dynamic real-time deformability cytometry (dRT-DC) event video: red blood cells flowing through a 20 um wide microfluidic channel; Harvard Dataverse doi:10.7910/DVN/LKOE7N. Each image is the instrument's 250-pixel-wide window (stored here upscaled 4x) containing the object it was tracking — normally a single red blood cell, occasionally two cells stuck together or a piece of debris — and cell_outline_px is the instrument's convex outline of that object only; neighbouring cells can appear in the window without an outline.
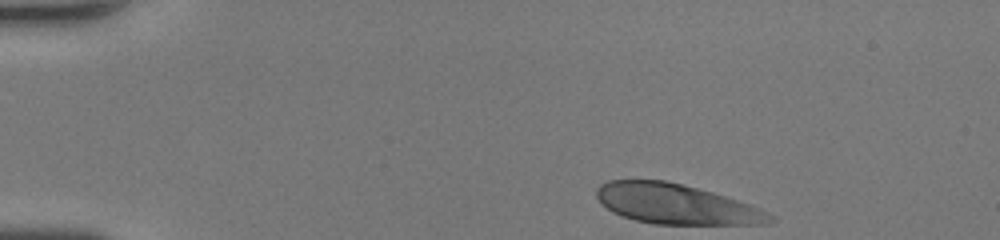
{"species": "human", "species_latin": "Homo sapiens", "temperature_condition": "room temperature", "stored_images_in_passage": 34, "camera_frame_rate_fps": 3000, "um_per_image_px": 0.085, "donor": {"sex": "female"}, "frame": {"image": 1, "passage_image": 1, "time_ms": 0.0, "image_size_px": [1000, 240], "cell_outline_px": [[776, 216], [768, 224], [656, 224], [636, 220], [612, 212], [596, 196], [596, 188], [600, 184], [608, 180], [664, 180], [712, 192], [760, 208]], "centroid_in_image_um": [57.47, 17.35], "position_along_channel_um": 27.5, "area_um2": 40.0}}
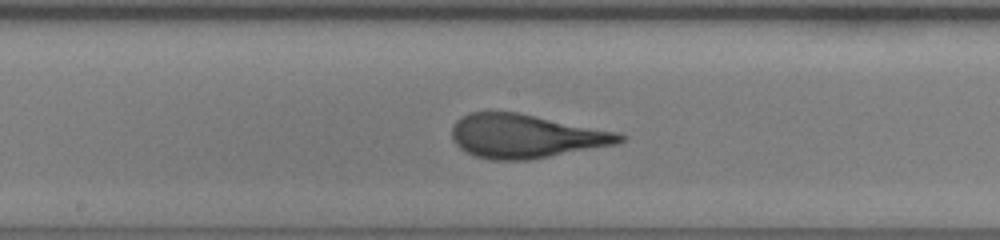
{"frame": {"image": 2, "passage_image": 19, "time_ms": 6.0, "image_size_px": [1000, 240], "cell_outline_px": [[628, 136], [624, 140], [616, 144], [528, 160], [492, 160], [476, 156], [460, 148], [452, 140], [452, 124], [456, 120], [468, 112], [516, 112], [616, 132]], "centroid_in_image_um": [44.64, 11.57], "position_along_channel_um": 203.6, "area_um2": 42.43}}
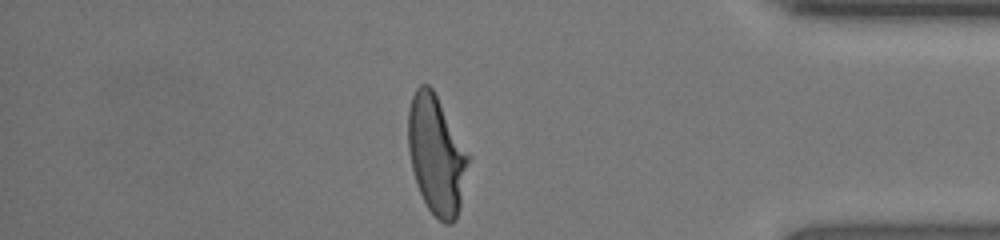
{"frame": {"image": 3, "passage_image": 34, "time_ms": 11.0, "image_size_px": [1000, 240], "cell_outline_px": [[472, 156], [460, 208], [456, 220], [452, 224], [444, 224], [428, 208], [416, 184], [408, 152], [408, 108], [412, 96], [416, 88], [420, 84], [428, 84], [432, 88]], "centroid_in_image_um": [37.13, 13.17], "position_along_channel_um": 398.1, "area_um2": 42.31}, "authors_computed_cell_mechanics": {"area_um2": 42.3674, "velocity_mm_per_s": 4.4218, "shape_relaxation_time_tau1_ms": 7.6114, "shape_relaxation_time_tau2_ms": null, "deformation_change_tau1": 0.2934, "deformation_change_tau2": null}}